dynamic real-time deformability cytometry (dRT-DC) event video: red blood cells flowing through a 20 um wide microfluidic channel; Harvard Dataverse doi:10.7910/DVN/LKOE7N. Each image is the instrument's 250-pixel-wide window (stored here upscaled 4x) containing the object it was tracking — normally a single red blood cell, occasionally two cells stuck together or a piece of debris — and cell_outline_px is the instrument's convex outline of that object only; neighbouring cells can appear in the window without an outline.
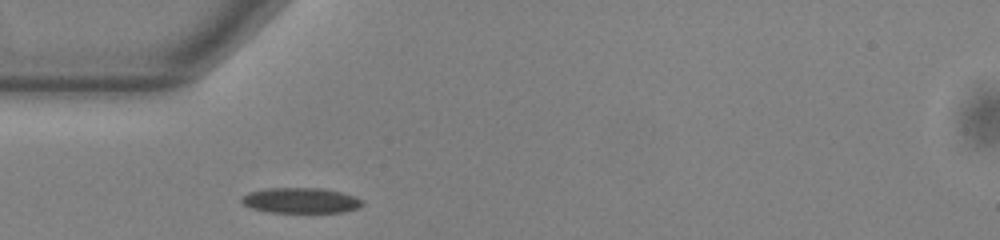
{"species": "common noctule bat (a hibernating species)", "species_latin": "Nyctalus noctula", "temperature_condition": "warm", "stored_images_in_passage": 38, "camera_frame_rate_fps": 3000, "um_per_image_px": 0.085, "animal": {"sex": "male", "body_mass_g": 13.0, "forearm_length_mm": 53.1}, "frame": {"image": 1, "passage_image": 1, "time_ms": 0.0, "image_size_px": [1000, 240], "cell_outline_px": [[364, 204], [356, 208], [344, 212], [268, 212], [252, 208], [244, 204], [240, 200], [240, 196], [248, 192], [264, 188], [320, 188], [340, 192], [356, 196], [364, 200]], "centroid_in_image_um": [25.55, 17.03], "position_along_channel_um": 59.5, "area_um2": 17.98}}
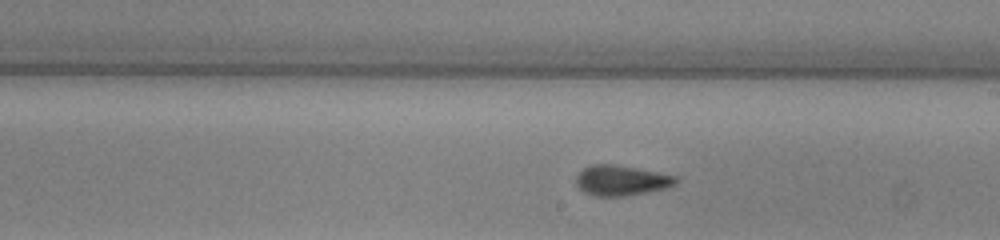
{"frame": {"image": 2, "passage_image": 15, "time_ms": 4.667, "image_size_px": [1000, 240], "cell_outline_px": [[676, 184], [664, 188], [624, 196], [596, 196], [584, 192], [576, 184], [576, 176], [584, 168], [592, 164], [612, 164], [636, 168], [676, 176]], "centroid_in_image_um": [52.76, 15.33], "position_along_channel_um": 236.2, "area_um2": 17.22}}
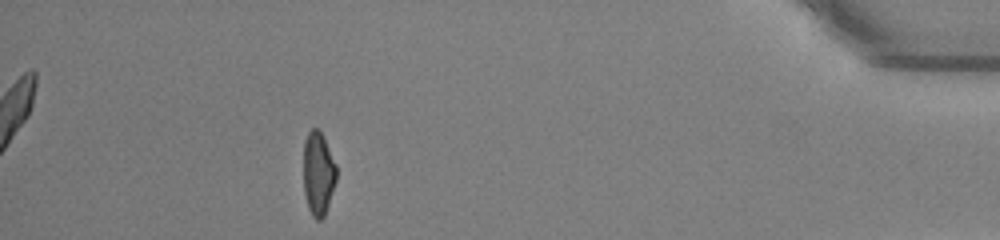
{"frame": {"image": 3, "passage_image": 33, "time_ms": 10.667, "image_size_px": [1000, 240], "cell_outline_px": [[336, 180], [324, 216], [320, 220], [316, 220], [312, 216], [308, 208], [304, 192], [304, 140], [308, 132], [312, 128], [320, 128], [324, 136], [336, 164]], "centroid_in_image_um": [27.05, 14.7], "position_along_channel_um": 408.2, "area_um2": 16.13}, "authors_computed_cell_mechanics": {"area_um2": 17.1377, "velocity_mm_per_s": 3.8406, "shape_relaxation_time_tau1_ms": 6.1867, "shape_relaxation_time_tau2_ms": 2.4219, "deformation_change_tau1": 0.1862, "deformation_change_tau2": 0.1103}}